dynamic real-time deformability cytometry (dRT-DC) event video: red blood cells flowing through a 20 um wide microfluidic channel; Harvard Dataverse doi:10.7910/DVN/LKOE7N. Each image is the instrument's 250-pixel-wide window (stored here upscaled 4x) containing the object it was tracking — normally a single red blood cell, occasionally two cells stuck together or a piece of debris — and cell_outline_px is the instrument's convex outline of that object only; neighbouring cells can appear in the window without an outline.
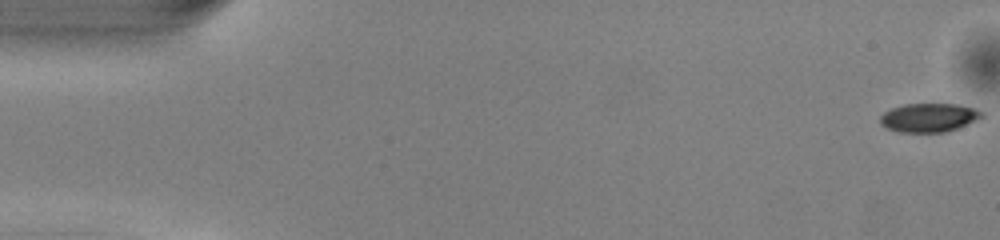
{"species": "common noctule bat (a hibernating species)", "species_latin": "Nyctalus noctula", "temperature_condition": "warm", "stored_images_in_passage": 51, "camera_frame_rate_fps": 3000, "um_per_image_px": 0.085, "animal": {"sex": "male", "body_mass_g": 13.0, "forearm_length_mm": 53.1}, "frame": {"image": 1, "passage_image": 1, "time_ms": 0.0, "image_size_px": [1000, 240], "cell_outline_px": [[984, 116], [976, 120], [956, 128], [944, 132], [896, 132], [880, 124], [880, 116], [884, 112], [892, 108], [904, 104], [956, 104], [976, 108], [984, 112]], "centroid_in_image_um": [78.95, 9.99], "position_along_channel_um": 6.0, "area_um2": 16.99}}
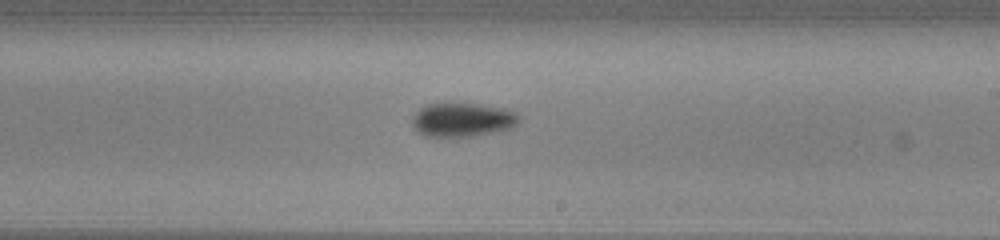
{"frame": {"image": 2, "passage_image": 30, "time_ms": 9.667, "image_size_px": [1000, 240], "cell_outline_px": [[520, 120], [516, 124], [508, 128], [492, 132], [472, 136], [428, 136], [420, 132], [412, 124], [412, 116], [420, 108], [428, 104], [448, 100], [480, 104], [504, 108], [516, 112], [520, 116]], "centroid_in_image_um": [39.29, 10.12], "position_along_channel_um": 249.7, "area_um2": 21.44}}
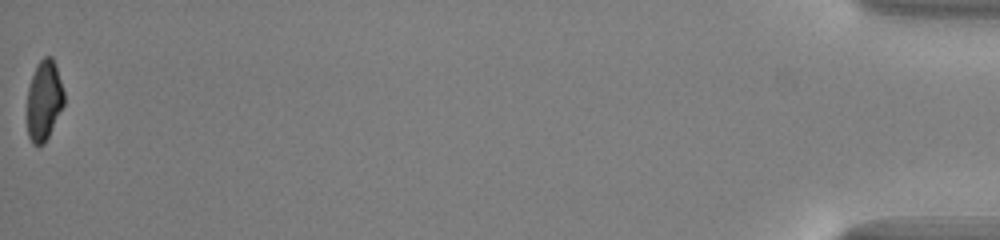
{"frame": {"image": 3, "passage_image": 51, "time_ms": 16.667, "image_size_px": [1000, 240], "cell_outline_px": [[64, 104], [44, 144], [32, 144], [28, 136], [28, 88], [36, 64], [44, 56], [52, 56], [64, 92]], "centroid_in_image_um": [3.74, 8.52], "position_along_channel_um": 431.5, "area_um2": 16.94}, "authors_computed_cell_mechanics": {"area_um2": 19.074, "velocity_mm_per_s": 4.0968, "shape_relaxation_time_tau1_ms": 2.5824, "shape_relaxation_time_tau2_ms": null, "deformation_change_tau1": 0.1223, "deformation_change_tau2": null}}